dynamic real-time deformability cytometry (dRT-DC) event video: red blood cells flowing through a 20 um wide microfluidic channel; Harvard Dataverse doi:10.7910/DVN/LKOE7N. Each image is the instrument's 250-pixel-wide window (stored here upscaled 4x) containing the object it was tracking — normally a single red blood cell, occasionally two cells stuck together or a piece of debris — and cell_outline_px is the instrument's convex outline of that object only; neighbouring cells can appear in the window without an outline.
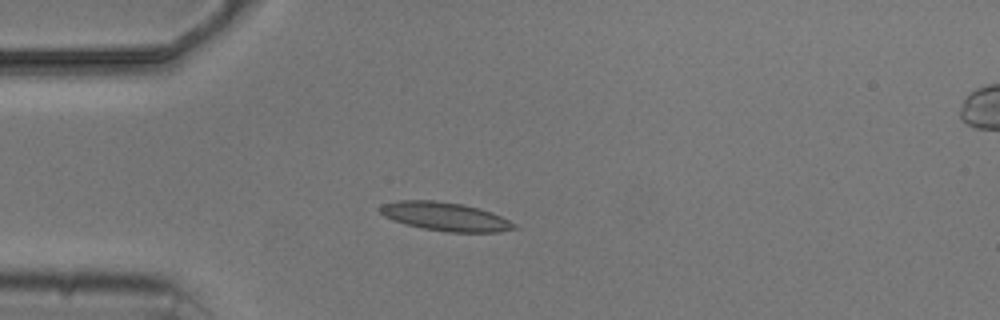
{"species": "common noctule bat (a hibernating species)", "species_latin": "Nyctalus noctula", "temperature_condition": "cold", "stored_images_in_passage": 6, "camera_frame_rate_fps": 3000, "um_per_image_px": 0.085, "animal": {"sex": "male", "body_mass_g": 20.5, "forearm_length_mm": 52.5}, "frame": {"image": 1, "passage_image": 3, "time_ms": 2.333, "image_size_px": [1000, 320], "cell_outline_px": [[516, 228], [500, 232], [448, 232], [424, 228], [392, 220], [384, 216], [376, 208], [380, 204], [396, 200], [432, 200], [460, 204], [492, 212], [516, 224]], "centroid_in_image_um": [37.78, 18.4], "position_along_channel_um": 47.2, "area_um2": 22.2}}
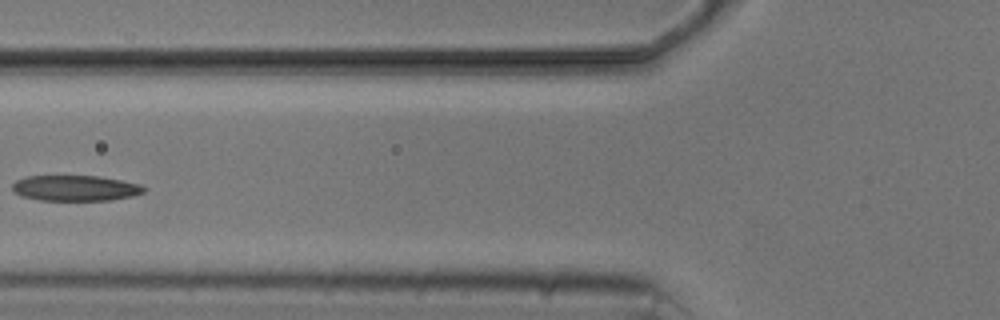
{"frame": {"image": 2, "passage_image": 5, "time_ms": 4.667, "image_size_px": [1000, 320], "cell_outline_px": [[148, 188], [144, 192], [132, 196], [112, 200], [40, 200], [20, 196], [12, 188], [12, 184], [16, 180], [24, 176], [100, 176], [140, 184]], "centroid_in_image_um": [6.41, 15.99], "position_along_channel_um": 119.4, "area_um2": 19.71}}
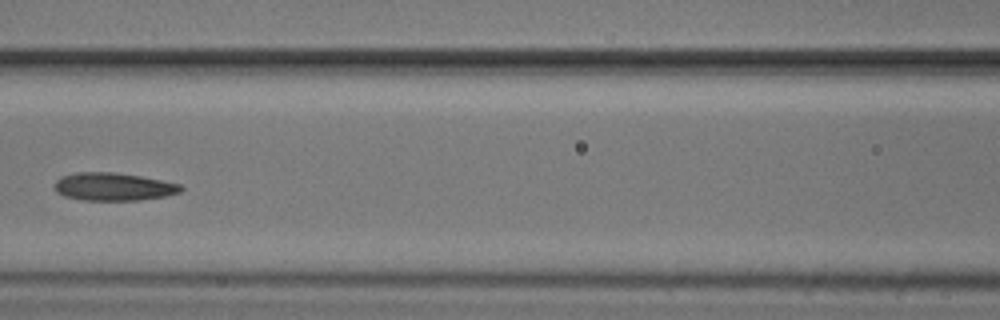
{"frame": {"image": 3, "passage_image": 6, "time_ms": 5.667, "image_size_px": [1000, 320], "cell_outline_px": [[184, 188], [180, 192], [164, 196], [140, 200], [84, 200], [64, 196], [56, 192], [52, 184], [60, 176], [76, 172], [112, 172], [140, 176], [180, 184]], "centroid_in_image_um": [9.58, 15.86], "position_along_channel_um": 157.0, "area_um2": 20.58}}